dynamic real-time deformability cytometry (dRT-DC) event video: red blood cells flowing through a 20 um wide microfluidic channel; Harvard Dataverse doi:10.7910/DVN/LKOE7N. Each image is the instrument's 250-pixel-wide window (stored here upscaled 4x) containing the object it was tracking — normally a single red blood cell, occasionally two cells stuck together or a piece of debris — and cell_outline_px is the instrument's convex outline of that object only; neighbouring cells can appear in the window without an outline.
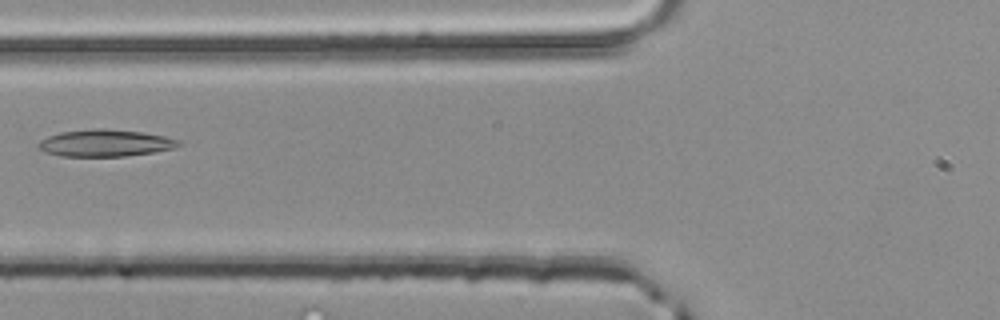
{"species": "common noctule bat (a hibernating species)", "species_latin": "Nyctalus noctula", "temperature_condition": "room temperature", "stored_images_in_passage": 4, "camera_frame_rate_fps": 3000, "um_per_image_px": 0.085, "animal": {"sex": "male", "body_mass_g": 20.4}, "frame": {"image": 1, "passage_image": 4, "time_ms": 1.0, "image_size_px": [1000, 320], "cell_outline_px": [[180, 144], [172, 148], [156, 152], [124, 156], [60, 156], [44, 152], [36, 144], [40, 140], [48, 136], [60, 132], [96, 128], [104, 128], [140, 132], [164, 136], [180, 140]], "centroid_in_image_um": [8.91, 12.16], "position_along_channel_um": 116.9, "area_um2": 21.96}}